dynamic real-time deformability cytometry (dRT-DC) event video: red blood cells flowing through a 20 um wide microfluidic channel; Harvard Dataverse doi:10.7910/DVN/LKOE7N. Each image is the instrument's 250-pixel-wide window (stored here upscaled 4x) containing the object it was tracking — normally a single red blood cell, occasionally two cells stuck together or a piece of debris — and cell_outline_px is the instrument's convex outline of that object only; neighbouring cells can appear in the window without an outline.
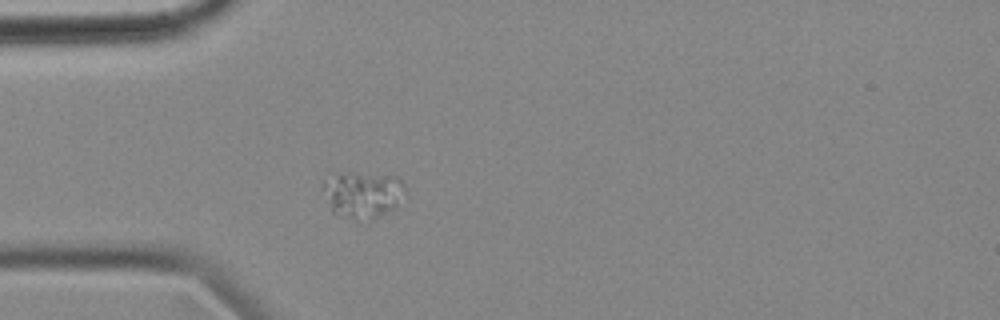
{"species": "common noctule bat (a hibernating species)", "species_latin": "Nyctalus noctula", "temperature_condition": "cold", "stored_images_in_passage": 43, "segment_of_instrument_passage": [1, 2], "camera_frame_rate_fps": 3000, "um_per_image_px": 0.085, "animal": {"sex": "female", "body_mass_g": 18.4}, "frame": {"image": 1, "passage_image": 1, "time_ms": 0.0, "image_size_px": [1000, 320], "cell_outline_px": [[408, 200], [396, 208], [368, 224], [336, 216], [332, 212], [324, 188], [324, 180], [336, 176], [396, 176], [404, 184]], "centroid_in_image_um": [30.97, 16.7], "position_along_channel_um": 54.0, "area_um2": 22.31}}
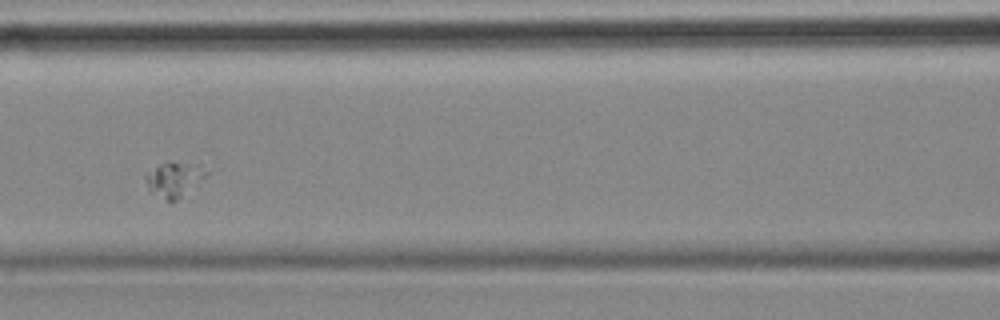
{"frame": {"image": 2, "passage_image": 10, "time_ms": 3.0, "image_size_px": [1000, 320], "cell_outline_px": [[208, 172], [204, 176], [172, 204], [148, 192], [144, 176], [160, 164], [168, 160], [172, 160], [188, 164]], "centroid_in_image_um": [14.66, 15.29], "position_along_channel_um": 151.9, "area_um2": 11.96}}
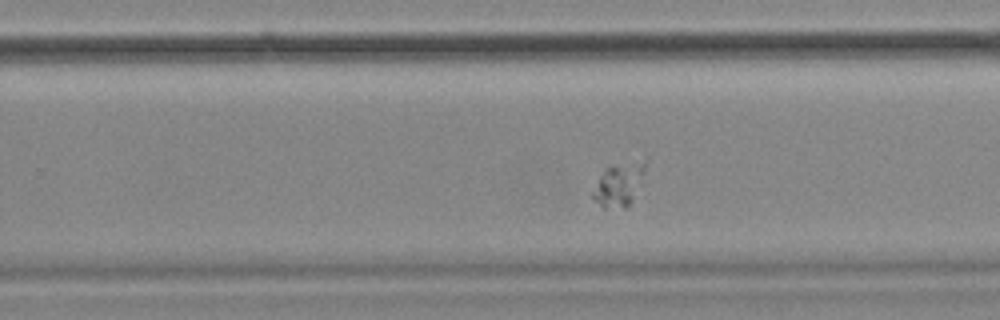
{"frame": {"image": 3, "passage_image": 21, "time_ms": 6.667, "image_size_px": [1000, 320], "cell_outline_px": [[644, 168], [632, 200], [624, 208], [604, 208], [592, 196], [592, 192], [604, 168], [632, 164], [644, 164]], "centroid_in_image_um": [52.5, 15.77], "position_along_channel_um": 277.3, "area_um2": 11.91}}